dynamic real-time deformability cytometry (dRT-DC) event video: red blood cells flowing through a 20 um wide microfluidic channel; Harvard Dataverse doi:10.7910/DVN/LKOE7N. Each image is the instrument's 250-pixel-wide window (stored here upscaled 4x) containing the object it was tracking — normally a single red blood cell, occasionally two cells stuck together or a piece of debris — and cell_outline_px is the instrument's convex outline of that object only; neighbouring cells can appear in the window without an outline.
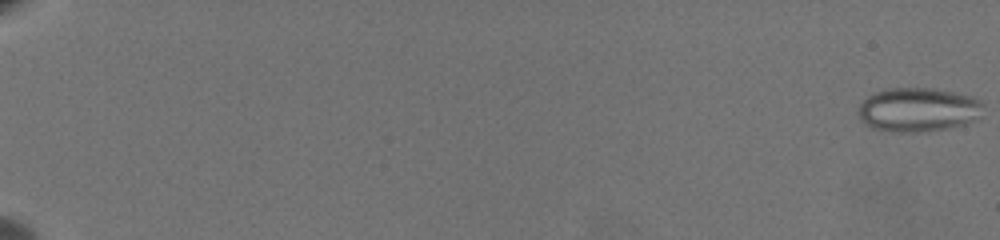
{"species": "common noctule bat (a hibernating species)", "species_latin": "Nyctalus noctula", "temperature_condition": "warm", "stored_images_in_passage": 65, "camera_frame_rate_fps": 3000, "um_per_image_px": 0.085, "animal": {"sex": "female", "body_mass_g": 19.5, "forearm_length_mm": 54.1}, "frame": {"image": 1, "passage_image": 1, "time_ms": 0.0, "image_size_px": [1000, 240], "cell_outline_px": [[984, 104], [980, 120], [948, 128], [924, 132], [892, 132], [872, 128], [864, 124], [860, 120], [856, 108], [868, 96], [876, 92], [888, 88], [932, 88], [972, 96], [980, 100]], "centroid_in_image_um": [78.05, 9.34], "position_along_channel_um": 6.9, "area_um2": 32.6}}
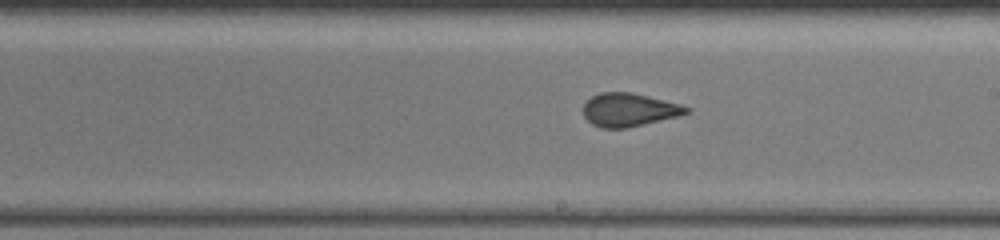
{"frame": {"image": 2, "passage_image": 42, "time_ms": 13.667, "image_size_px": [1000, 240], "cell_outline_px": [[692, 108], [688, 112], [680, 116], [628, 128], [600, 128], [592, 124], [584, 116], [584, 104], [592, 96], [600, 92], [632, 92], [680, 104]], "centroid_in_image_um": [53.48, 9.34], "position_along_channel_um": 235.5, "area_um2": 20.06}}
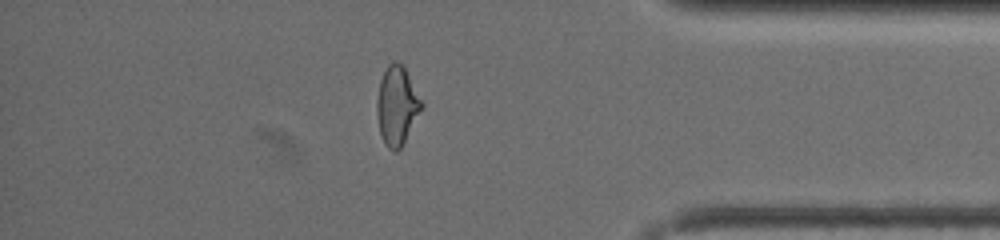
{"frame": {"image": 3, "passage_image": 58, "time_ms": 19.0, "image_size_px": [1000, 240], "cell_outline_px": [[424, 104], [400, 148], [396, 152], [392, 152], [384, 144], [380, 132], [376, 112], [376, 100], [380, 80], [388, 64], [392, 60], [396, 60], [404, 68]], "centroid_in_image_um": [33.71, 8.98], "position_along_channel_um": 401.5, "area_um2": 20.23}, "authors_computed_cell_mechanics": {"area_um2": 21.2126, "velocity_mm_per_s": 3.4585, "shape_relaxation_time_tau1_ms": null, "shape_relaxation_time_tau2_ms": 0.7615, "deformation_change_tau1": null, "deformation_change_tau2": 0.0796}}